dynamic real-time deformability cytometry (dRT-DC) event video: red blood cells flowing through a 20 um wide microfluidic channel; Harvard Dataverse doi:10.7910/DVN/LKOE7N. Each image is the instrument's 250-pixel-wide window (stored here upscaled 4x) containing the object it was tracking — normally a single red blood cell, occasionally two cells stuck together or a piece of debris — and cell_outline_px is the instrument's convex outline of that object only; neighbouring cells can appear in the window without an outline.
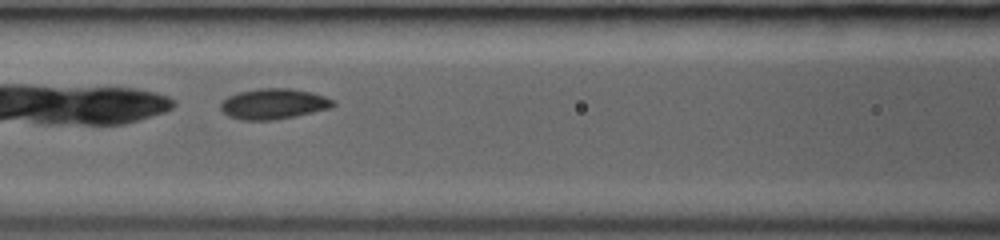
{"species": "common noctule bat (a hibernating species)", "species_latin": "Nyctalus noctula", "temperature_condition": "room temperature", "stored_images_in_passage": 29, "camera_frame_rate_fps": 3000, "um_per_image_px": 0.085, "animal": {"sex": "female", "body_mass_g": 19.0, "forearm_length_mm": 53.3}, "frame": {"image": 1, "passage_image": 7, "time_ms": 1.667, "image_size_px": [1000, 240], "cell_outline_px": [[336, 104], [332, 108], [296, 116], [272, 120], [244, 120], [228, 116], [220, 108], [220, 104], [228, 96], [240, 92], [260, 88], [292, 88], [312, 92], [336, 100]], "centroid_in_image_um": [23.31, 8.82], "position_along_channel_um": 143.3, "area_um2": 20.11}}
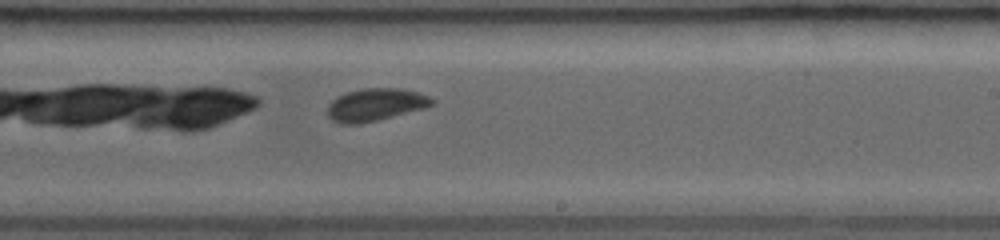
{"frame": {"image": 2, "passage_image": 19, "time_ms": 4.333, "image_size_px": [1000, 240], "cell_outline_px": [[436, 100], [432, 104], [424, 108], [360, 124], [340, 124], [332, 120], [328, 116], [328, 104], [332, 100], [348, 92], [364, 88], [404, 88], [428, 96]], "centroid_in_image_um": [31.9, 8.9], "position_along_channel_um": 257.1, "area_um2": 19.59}}
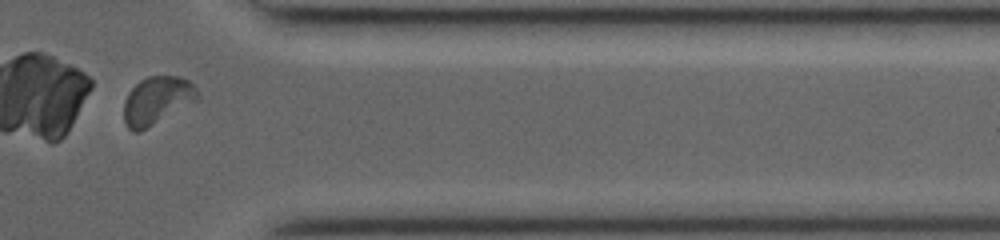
{"frame": {"image": 3, "passage_image": 26, "time_ms": 7.667, "image_size_px": [1000, 240], "cell_outline_px": [[200, 100], [140, 132], [132, 132], [124, 124], [124, 100], [128, 92], [140, 80], [148, 76], [180, 76], [188, 80], [196, 88], [200, 96]], "centroid_in_image_um": [13.36, 8.56], "position_along_channel_um": 398.0, "area_um2": 20.98}}